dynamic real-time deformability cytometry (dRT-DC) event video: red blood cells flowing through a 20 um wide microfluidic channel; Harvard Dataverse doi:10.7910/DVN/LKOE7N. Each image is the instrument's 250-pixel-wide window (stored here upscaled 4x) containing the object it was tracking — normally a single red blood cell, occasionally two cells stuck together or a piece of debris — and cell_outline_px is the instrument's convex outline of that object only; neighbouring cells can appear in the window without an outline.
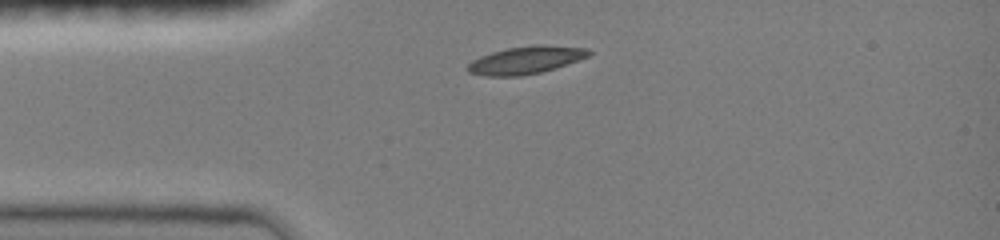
{"species": "common noctule bat (a hibernating species)", "species_latin": "Nyctalus noctula", "temperature_condition": "room temperature", "stored_images_in_passage": 7, "camera_frame_rate_fps": 3000, "um_per_image_px": 0.085, "animal": {"sex": "female", "body_mass_g": 19.0, "forearm_length_mm": 51.5}, "frame": {"image": 1, "passage_image": 1, "time_ms": 0.0, "image_size_px": [1000, 240], "cell_outline_px": [[592, 52], [588, 56], [556, 68], [540, 72], [520, 76], [484, 76], [468, 72], [468, 64], [472, 60], [480, 56], [492, 52], [508, 48], [536, 44], [544, 44], [588, 48]], "centroid_in_image_um": [44.7, 5.1], "position_along_channel_um": 40.3, "area_um2": 19.48}}